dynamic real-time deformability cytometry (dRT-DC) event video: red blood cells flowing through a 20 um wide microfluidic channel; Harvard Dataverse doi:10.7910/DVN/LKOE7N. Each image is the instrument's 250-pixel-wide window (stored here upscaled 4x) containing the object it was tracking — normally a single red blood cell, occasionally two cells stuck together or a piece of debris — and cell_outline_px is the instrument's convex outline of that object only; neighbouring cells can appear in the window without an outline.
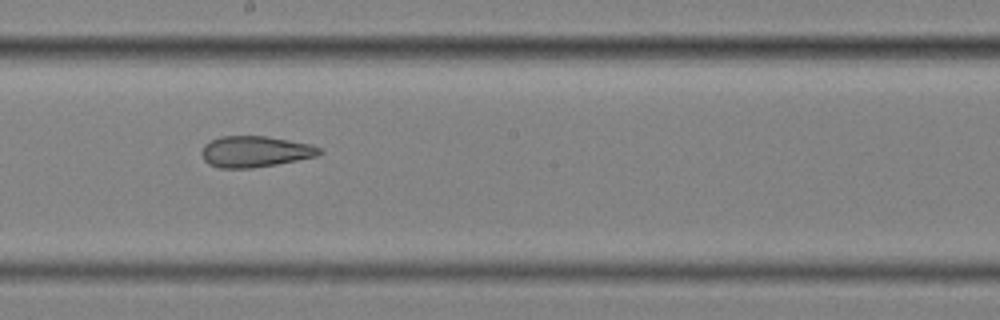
{"species": "common noctule bat (a hibernating species)", "species_latin": "Nyctalus noctula", "temperature_condition": "cold", "stored_images_in_passage": 11, "camera_frame_rate_fps": 3000, "um_per_image_px": 0.085, "animal": {"sex": "female", "body_mass_g": 25.1}, "frame": {"image": 1, "passage_image": 10, "time_ms": 3.0, "image_size_px": [1000, 320], "cell_outline_px": [[324, 152], [316, 156], [276, 164], [252, 168], [220, 168], [208, 164], [204, 160], [200, 152], [204, 144], [220, 136], [264, 136], [312, 144], [320, 148]], "centroid_in_image_um": [21.66, 12.88], "position_along_channel_um": 226.5, "area_um2": 21.33}}
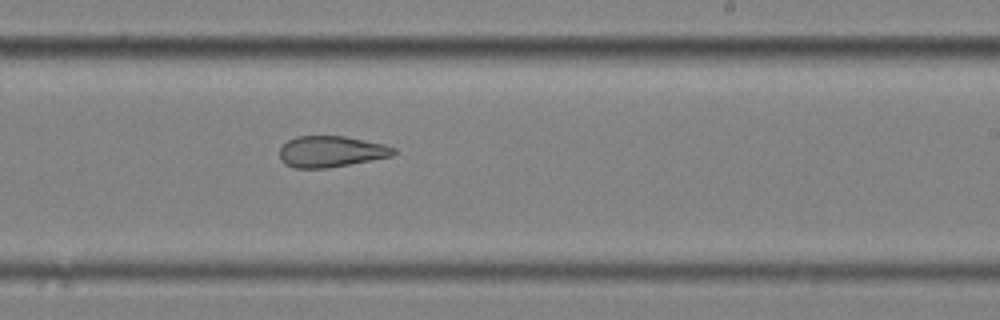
{"frame": {"image": 2, "passage_image": 11, "time_ms": 3.333, "image_size_px": [1000, 320], "cell_outline_px": [[396, 152], [392, 156], [328, 168], [292, 168], [284, 164], [280, 160], [280, 148], [288, 140], [296, 136], [344, 136], [384, 144], [396, 148]], "centroid_in_image_um": [28.12, 12.88], "position_along_channel_um": 260.9, "area_um2": 20.75}}